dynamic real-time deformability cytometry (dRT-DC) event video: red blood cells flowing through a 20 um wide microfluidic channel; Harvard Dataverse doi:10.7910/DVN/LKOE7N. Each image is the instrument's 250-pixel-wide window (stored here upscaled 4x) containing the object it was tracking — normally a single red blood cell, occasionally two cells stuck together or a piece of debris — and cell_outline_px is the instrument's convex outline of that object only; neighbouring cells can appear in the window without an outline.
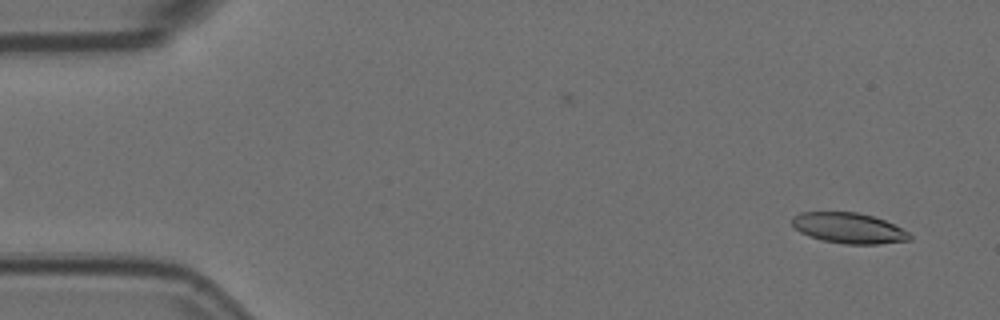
{"species": "Egyptian fruit bat (a non-hibernating species)", "species_latin": "Rousettus aegyptiacus", "temperature_condition": "room temperature", "stored_images_in_passage": 57, "camera_frame_rate_fps": 3000, "um_per_image_px": 0.085, "animal": {"sex": "female"}, "frame": {"image": 1, "passage_image": 4, "time_ms": 1.0, "image_size_px": [1000, 320], "cell_outline_px": [[912, 240], [880, 244], [844, 244], [824, 240], [808, 236], [800, 232], [792, 224], [792, 216], [800, 212], [856, 212], [872, 216], [884, 220], [908, 232], [912, 236]], "centroid_in_image_um": [72.14, 19.39], "position_along_channel_um": 12.9, "area_um2": 20.87}}
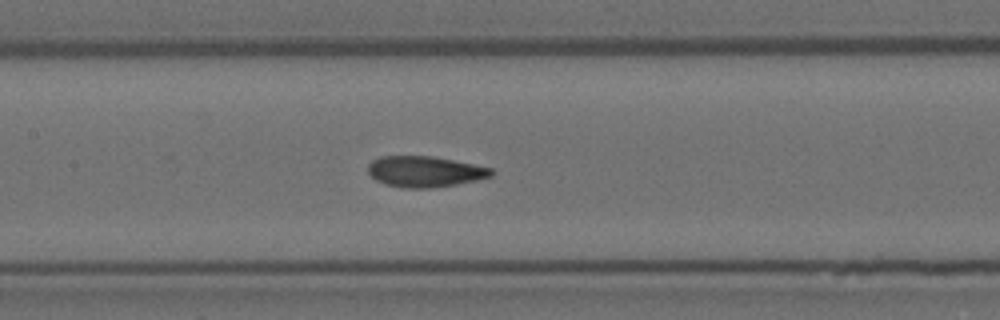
{"frame": {"image": 2, "passage_image": 27, "time_ms": 8.667, "image_size_px": [1000, 320], "cell_outline_px": [[492, 176], [476, 180], [456, 184], [428, 188], [404, 188], [384, 184], [376, 180], [368, 172], [368, 164], [372, 160], [380, 156], [432, 156], [492, 168]], "centroid_in_image_um": [36.07, 14.58], "position_along_channel_um": 171.3, "area_um2": 22.02}}
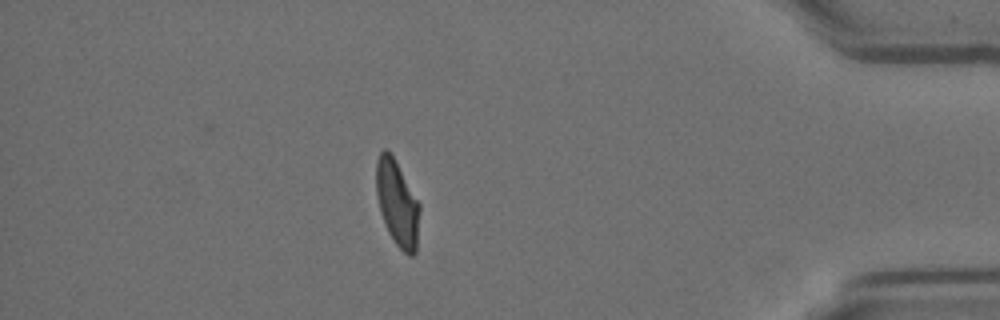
{"frame": {"image": 3, "passage_image": 50, "time_ms": 16.333, "image_size_px": [1000, 320], "cell_outline_px": [[420, 208], [416, 252], [412, 256], [408, 256], [396, 244], [388, 232], [380, 212], [376, 192], [376, 160], [380, 152], [384, 148], [392, 156], [420, 204]], "centroid_in_image_um": [33.76, 17.31], "position_along_channel_um": 401.4, "area_um2": 21.44}, "authors_computed_cell_mechanics": {"area_um2": 22.0796, "velocity_mm_per_s": 3.5745, "shape_relaxation_time_tau1_ms": 9.2032, "shape_relaxation_time_tau2_ms": 1.7202, "deformation_change_tau1": 0.2509, "deformation_change_tau2": 0.064}}